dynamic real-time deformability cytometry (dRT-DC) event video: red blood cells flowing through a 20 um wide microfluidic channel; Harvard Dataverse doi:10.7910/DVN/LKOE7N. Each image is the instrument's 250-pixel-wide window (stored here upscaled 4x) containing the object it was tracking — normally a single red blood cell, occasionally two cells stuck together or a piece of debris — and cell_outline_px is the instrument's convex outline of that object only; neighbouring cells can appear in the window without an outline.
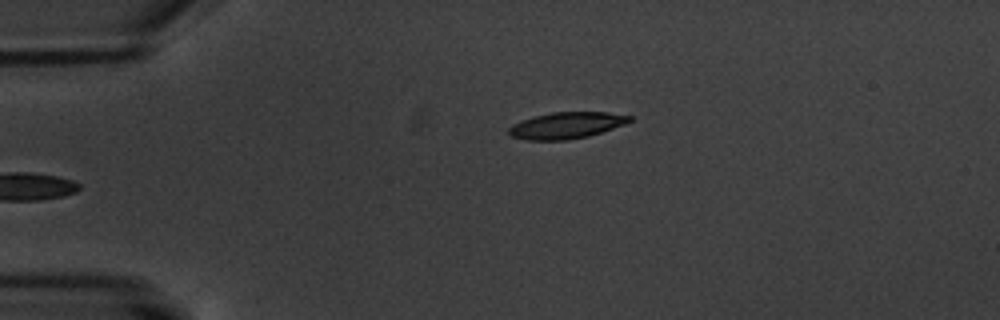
{"species": "common noctule bat (a hibernating species)", "species_latin": "Nyctalus noctula", "temperature_condition": "warm", "stored_images_in_passage": 3, "camera_frame_rate_fps": 3000, "um_per_image_px": 0.085, "animal": {"sex": "male", "body_mass_g": 20.1, "forearm_length_mm": 53.5}, "frame": {"image": 1, "passage_image": 3, "time_ms": 3.333, "image_size_px": [1000, 320], "cell_outline_px": [[632, 120], [624, 124], [588, 136], [568, 140], [528, 140], [512, 136], [508, 132], [508, 128], [512, 124], [532, 116], [552, 112], [608, 112], [632, 116]], "centroid_in_image_um": [48.12, 10.65], "position_along_channel_um": 36.9, "area_um2": 18.55}}